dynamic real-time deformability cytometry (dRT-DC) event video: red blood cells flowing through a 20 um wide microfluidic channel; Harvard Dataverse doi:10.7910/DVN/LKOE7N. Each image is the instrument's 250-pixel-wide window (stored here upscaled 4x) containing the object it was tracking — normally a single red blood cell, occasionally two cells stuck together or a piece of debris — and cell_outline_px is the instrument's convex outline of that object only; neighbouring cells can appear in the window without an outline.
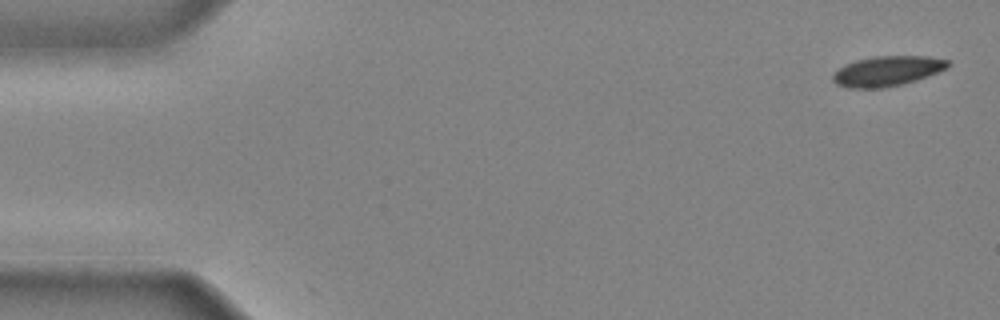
{"species": "common noctule bat (a hibernating species)", "species_latin": "Nyctalus noctula", "temperature_condition": "cold", "stored_images_in_passage": 39, "camera_frame_rate_fps": 3000, "um_per_image_px": 0.085, "animal": {"sex": "male", "body_mass_g": 20.4}, "frame": {"image": 1, "passage_image": 1, "time_ms": 0.0, "image_size_px": [1000, 320], "cell_outline_px": [[948, 68], [916, 80], [904, 84], [884, 88], [848, 88], [836, 84], [832, 80], [832, 76], [844, 64], [856, 60], [876, 56], [928, 56], [948, 60]], "centroid_in_image_um": [75.4, 6.04], "position_along_channel_um": 9.6, "area_um2": 20.11}}
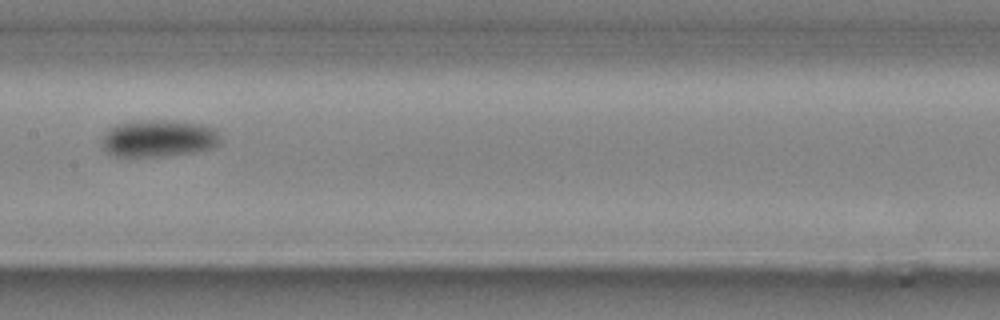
{"frame": {"image": 2, "passage_image": 22, "time_ms": 7.0, "image_size_px": [1000, 320], "cell_outline_px": [[220, 144], [216, 148], [192, 152], [160, 156], [116, 156], [108, 152], [104, 148], [104, 136], [108, 128], [116, 124], [140, 120], [168, 120], [204, 124], [216, 128], [220, 140]], "centroid_in_image_um": [13.54, 11.74], "position_along_channel_um": 193.9, "area_um2": 25.61}}
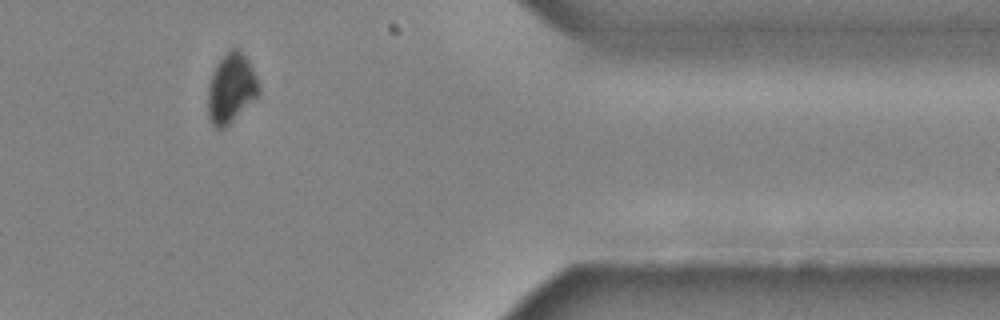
{"frame": {"image": 3, "passage_image": 37, "time_ms": 12.0, "image_size_px": [1000, 320], "cell_outline_px": [[260, 92], [224, 128], [216, 128], [212, 124], [208, 116], [208, 88], [212, 72], [216, 64], [224, 52], [228, 48], [236, 48], [248, 60], [256, 76], [260, 88]], "centroid_in_image_um": [19.61, 7.46], "position_along_channel_um": 391.8, "area_um2": 20.29}}